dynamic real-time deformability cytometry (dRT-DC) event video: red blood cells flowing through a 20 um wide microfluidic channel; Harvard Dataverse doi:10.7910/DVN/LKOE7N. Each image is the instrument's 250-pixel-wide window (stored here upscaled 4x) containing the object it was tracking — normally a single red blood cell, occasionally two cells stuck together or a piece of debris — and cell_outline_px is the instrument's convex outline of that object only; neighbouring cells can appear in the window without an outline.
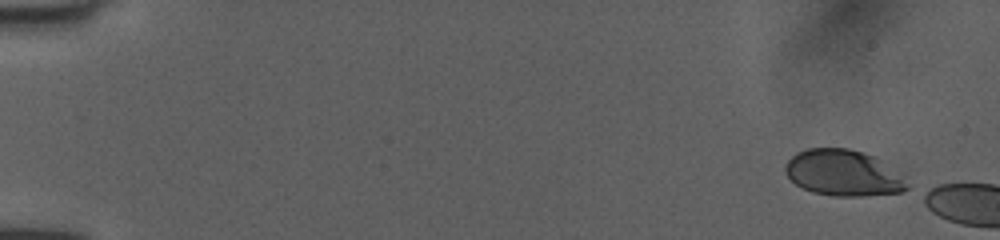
{"species": "human", "species_latin": "Homo sapiens", "temperature_condition": "room temperature", "stored_images_in_passage": 5, "camera_frame_rate_fps": 3000, "um_per_image_px": 0.085, "donor": {"sex": "female"}, "frame": {"image": 1, "passage_image": 1, "time_ms": 0.0, "image_size_px": [1000, 240], "cell_outline_px": [[908, 188], [900, 192], [860, 196], [832, 196], [812, 192], [796, 184], [788, 176], [784, 168], [788, 160], [796, 152], [808, 148], [848, 148], [864, 152], [872, 156], [908, 184]], "centroid_in_image_um": [71.57, 14.7], "position_along_channel_um": 13.4, "area_um2": 31.85}}